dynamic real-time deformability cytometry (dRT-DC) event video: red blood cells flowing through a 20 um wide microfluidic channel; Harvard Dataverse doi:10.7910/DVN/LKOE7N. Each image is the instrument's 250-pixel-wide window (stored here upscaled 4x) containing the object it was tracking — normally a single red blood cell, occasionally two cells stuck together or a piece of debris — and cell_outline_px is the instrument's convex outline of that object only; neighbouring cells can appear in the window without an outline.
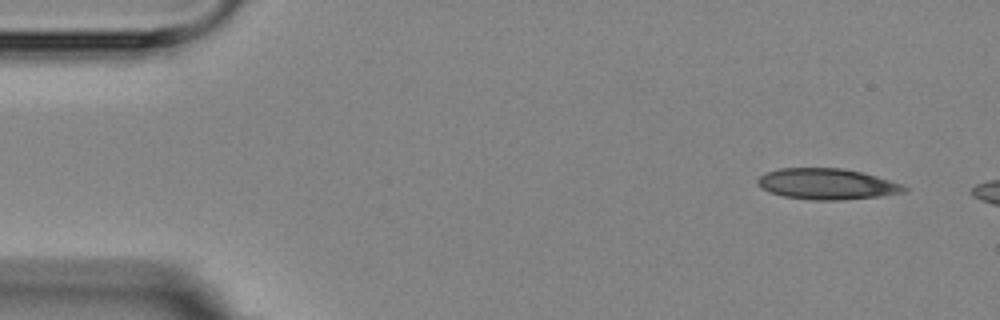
{"species": "Egyptian fruit bat (a non-hibernating species)", "species_latin": "Rousettus aegyptiacus", "temperature_condition": "room temperature", "stored_images_in_passage": 3, "camera_frame_rate_fps": 3000, "um_per_image_px": 0.085, "animal": {"sex": "female"}, "frame": {"image": 1, "passage_image": 1, "time_ms": 0.0, "image_size_px": [1000, 320], "cell_outline_px": [[908, 192], [880, 196], [840, 200], [812, 200], [784, 196], [768, 192], [760, 188], [756, 184], [756, 180], [764, 172], [780, 168], [840, 168], [860, 172], [876, 176], [900, 184], [908, 188]], "centroid_in_image_um": [70.24, 15.64], "position_along_channel_um": 14.8, "area_um2": 26.47}}